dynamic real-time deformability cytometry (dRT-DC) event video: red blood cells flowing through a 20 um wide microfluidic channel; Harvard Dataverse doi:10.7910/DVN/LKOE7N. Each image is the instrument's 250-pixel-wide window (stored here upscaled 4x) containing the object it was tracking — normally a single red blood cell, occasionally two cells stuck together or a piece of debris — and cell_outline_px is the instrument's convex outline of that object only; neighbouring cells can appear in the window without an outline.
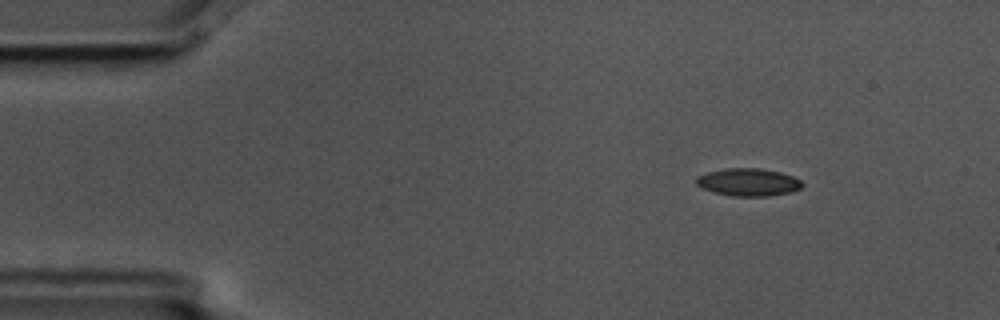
{"species": "common noctule bat (a hibernating species)", "species_latin": "Nyctalus noctula", "temperature_condition": "cold", "stored_images_in_passage": 3, "camera_frame_rate_fps": 3000, "um_per_image_px": 0.085, "animal": {"sex": "male", "body_mass_g": 17.5, "forearm_length_mm": 52.3}, "frame": {"image": 1, "passage_image": 1, "time_ms": 0.0, "image_size_px": [1000, 320], "cell_outline_px": [[804, 184], [800, 188], [792, 192], [768, 196], [732, 196], [716, 192], [704, 188], [696, 184], [696, 176], [708, 172], [724, 168], [760, 168], [780, 172], [792, 176], [800, 180]], "centroid_in_image_um": [63.62, 15.48], "position_along_channel_um": 21.4, "area_um2": 16.99}}